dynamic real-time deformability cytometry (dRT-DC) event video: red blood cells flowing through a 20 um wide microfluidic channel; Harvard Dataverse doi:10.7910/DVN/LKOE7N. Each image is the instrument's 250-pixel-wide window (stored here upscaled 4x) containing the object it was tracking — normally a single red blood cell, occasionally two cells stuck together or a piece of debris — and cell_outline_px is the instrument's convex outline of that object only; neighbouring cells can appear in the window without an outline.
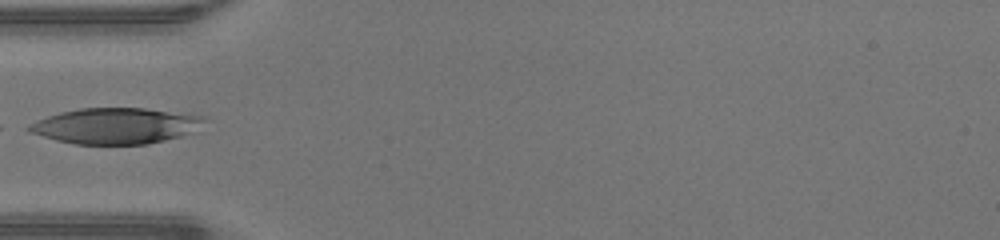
{"species": "human", "species_latin": "Homo sapiens", "temperature_condition": "warm", "stored_images_in_passage": 5, "camera_frame_rate_fps": 3000, "um_per_image_px": 0.085, "donor": {"sex": "male"}, "frame": {"image": 1, "passage_image": 1, "time_ms": 0.0, "image_size_px": [1000, 240], "cell_outline_px": [[204, 120], [188, 132], [180, 136], [148, 144], [76, 144], [56, 140], [28, 132], [24, 128], [28, 124], [36, 120], [60, 112], [80, 108], [144, 108], [192, 112], [204, 116]], "centroid_in_image_um": [9.78, 10.68], "position_along_channel_um": 75.2, "area_um2": 36.7}}